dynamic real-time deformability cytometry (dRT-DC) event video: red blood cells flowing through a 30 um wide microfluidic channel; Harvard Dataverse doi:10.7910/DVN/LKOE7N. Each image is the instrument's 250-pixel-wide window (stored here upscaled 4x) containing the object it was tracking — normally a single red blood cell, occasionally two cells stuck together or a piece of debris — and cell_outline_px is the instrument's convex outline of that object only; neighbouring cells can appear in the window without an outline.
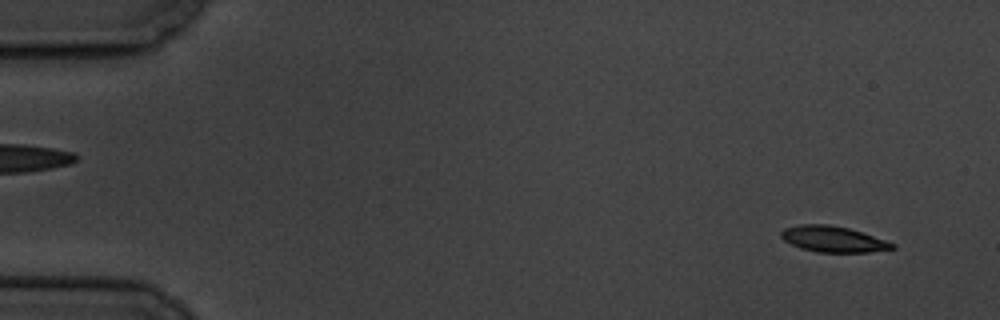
{"species": "common noctule bat (a hibernating species)", "species_latin": "Nyctalus noctula", "temperature_condition": "cold", "stored_images_in_passage": 5, "camera_frame_rate_fps": 3000, "um_per_image_px": 0.085, "animal": {"sex": "male", "body_mass_g": 19.5, "forearm_length_mm": 54.6}, "frame": {"image": 1, "passage_image": 1, "time_ms": 0.0, "image_size_px": [1000, 320], "cell_outline_px": [[896, 248], [868, 252], [816, 252], [800, 248], [784, 240], [780, 236], [780, 232], [784, 228], [800, 224], [828, 224], [848, 228], [896, 244]], "centroid_in_image_um": [70.77, 20.32], "position_along_channel_um": 14.2, "area_um2": 16.65}}
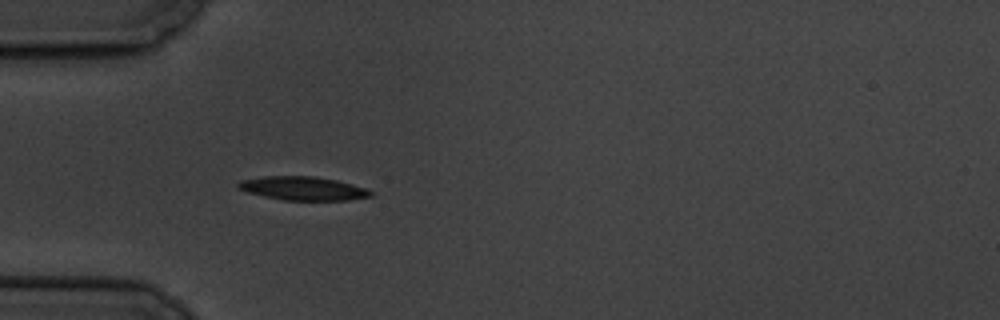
{"frame": {"image": 2, "passage_image": 5, "time_ms": 4.667, "image_size_px": [1000, 320], "cell_outline_px": [[372, 196], [348, 200], [284, 200], [264, 196], [248, 192], [236, 188], [236, 184], [240, 180], [264, 176], [312, 176], [336, 180], [352, 184], [364, 188], [372, 192]], "centroid_in_image_um": [25.71, 16.01], "position_along_channel_um": 59.3, "area_um2": 18.15}}